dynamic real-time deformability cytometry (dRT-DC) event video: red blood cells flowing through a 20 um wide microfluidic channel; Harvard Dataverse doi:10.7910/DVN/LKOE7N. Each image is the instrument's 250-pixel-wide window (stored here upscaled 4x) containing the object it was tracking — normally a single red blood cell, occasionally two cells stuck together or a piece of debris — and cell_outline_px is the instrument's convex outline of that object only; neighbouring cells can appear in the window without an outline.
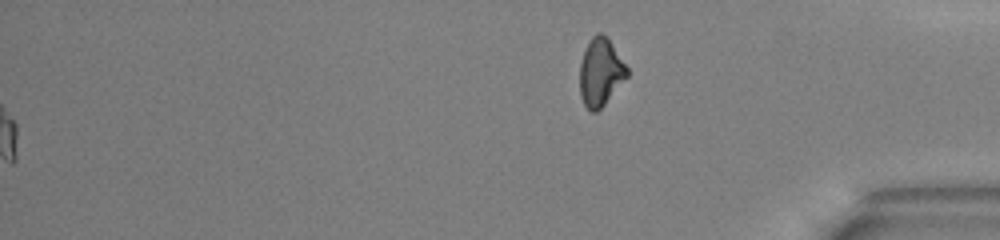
{"species": "common noctule bat (a hibernating species)", "species_latin": "Nyctalus noctula", "temperature_condition": "warm", "stored_images_in_passage": 48, "segment_of_instrument_passage": [2, 2], "camera_frame_rate_fps": 3000, "um_per_image_px": 0.085, "animal": {"sex": "male", "body_mass_g": 13.0, "forearm_length_mm": 53.1}, "frame": {"image": 1, "passage_image": 48, "time_ms": 15.667, "image_size_px": [1000, 240], "cell_outline_px": [[628, 76], [604, 104], [596, 112], [592, 112], [584, 104], [580, 96], [580, 64], [588, 40], [596, 32], [600, 32], [608, 40], [628, 68]], "centroid_in_image_um": [51.03, 6.14], "position_along_channel_um": 384.2, "area_um2": 18.32}}